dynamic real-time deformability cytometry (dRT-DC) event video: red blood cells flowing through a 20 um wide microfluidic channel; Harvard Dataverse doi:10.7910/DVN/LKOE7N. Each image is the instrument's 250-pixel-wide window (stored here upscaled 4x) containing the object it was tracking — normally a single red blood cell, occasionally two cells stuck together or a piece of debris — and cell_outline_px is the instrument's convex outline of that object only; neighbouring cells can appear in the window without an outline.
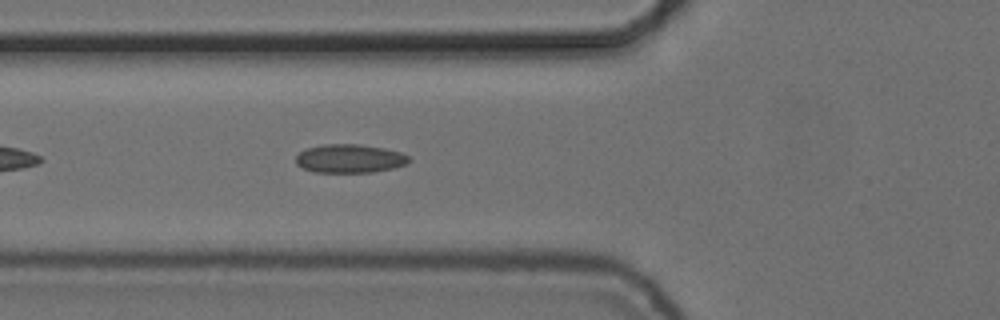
{"species": "common noctule bat (a hibernating species)", "species_latin": "Nyctalus noctula", "temperature_condition": "cold", "stored_images_in_passage": 38, "camera_frame_rate_fps": 3000, "um_per_image_px": 0.085, "animal": {"sex": "female", "body_mass_g": 24.6, "forearm_length_mm": 56.2}, "frame": {"image": 1, "passage_image": 6, "time_ms": 1.667, "image_size_px": [1000, 320], "cell_outline_px": [[412, 160], [404, 164], [392, 168], [372, 172], [312, 172], [296, 164], [296, 156], [300, 152], [308, 148], [324, 144], [360, 144], [384, 148], [400, 152], [408, 156]], "centroid_in_image_um": [29.72, 13.47], "position_along_channel_um": 96.1, "area_um2": 18.73}}
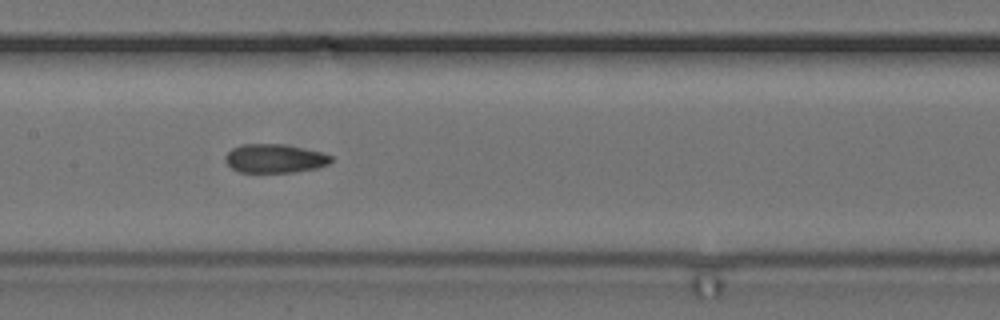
{"frame": {"image": 2, "passage_image": 13, "time_ms": 4.0, "image_size_px": [1000, 320], "cell_outline_px": [[332, 160], [328, 164], [316, 168], [292, 172], [240, 172], [232, 168], [224, 160], [224, 156], [232, 148], [240, 144], [284, 144], [320, 152], [332, 156]], "centroid_in_image_um": [23.32, 13.46], "position_along_channel_um": 184.1, "area_um2": 17.63}}
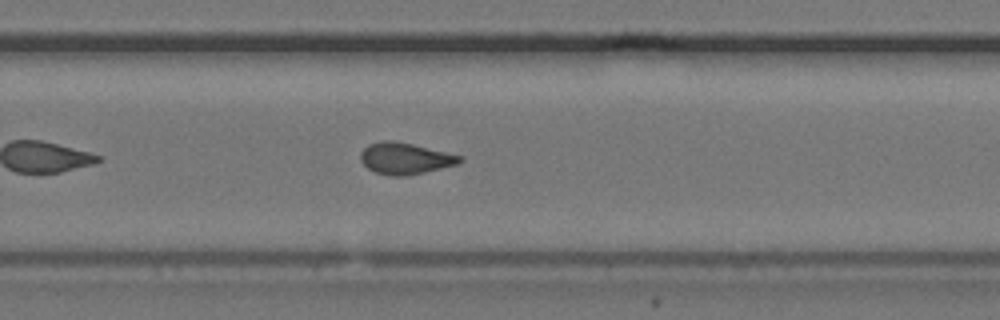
{"frame": {"image": 3, "passage_image": 22, "time_ms": 7.0, "image_size_px": [1000, 320], "cell_outline_px": [[464, 160], [460, 164], [424, 172], [404, 176], [388, 176], [376, 172], [368, 168], [360, 160], [360, 152], [368, 144], [384, 140], [392, 140], [412, 144], [464, 156]], "centroid_in_image_um": [34.46, 13.47], "position_along_channel_um": 295.3, "area_um2": 18.32}, "authors_computed_cell_mechanics": {"area_um2": 18.3515, "velocity_mm_per_s": 3.7347, "shape_relaxation_time_tau1_ms": null, "shape_relaxation_time_tau2_ms": 1.9396, "deformation_change_tau1": null, "deformation_change_tau2": 0.0787}}